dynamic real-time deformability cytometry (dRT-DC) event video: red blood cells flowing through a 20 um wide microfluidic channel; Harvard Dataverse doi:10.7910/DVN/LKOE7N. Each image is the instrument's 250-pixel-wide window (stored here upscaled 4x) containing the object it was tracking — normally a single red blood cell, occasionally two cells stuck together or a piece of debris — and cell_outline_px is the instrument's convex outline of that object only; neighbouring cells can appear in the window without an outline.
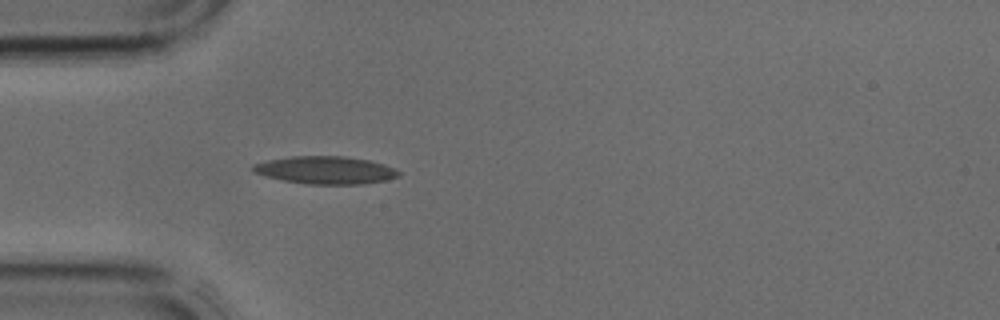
{"species": "common noctule bat (a hibernating species)", "species_latin": "Nyctalus noctula", "temperature_condition": "cold", "stored_images_in_passage": 1, "camera_frame_rate_fps": 3000, "um_per_image_px": 0.085, "animal": {"sex": "male", "body_mass_g": 17.9, "forearm_length_mm": 54.2}, "frame": {"image": 1, "passage_image": 1, "time_ms": 0.0, "image_size_px": [1000, 320], "cell_outline_px": [[400, 176], [388, 180], [360, 184], [308, 184], [284, 180], [264, 176], [252, 172], [252, 164], [268, 160], [292, 156], [344, 156], [368, 160], [384, 164], [400, 172]], "centroid_in_image_um": [27.65, 14.46], "position_along_channel_um": 57.3, "area_um2": 23.47}}